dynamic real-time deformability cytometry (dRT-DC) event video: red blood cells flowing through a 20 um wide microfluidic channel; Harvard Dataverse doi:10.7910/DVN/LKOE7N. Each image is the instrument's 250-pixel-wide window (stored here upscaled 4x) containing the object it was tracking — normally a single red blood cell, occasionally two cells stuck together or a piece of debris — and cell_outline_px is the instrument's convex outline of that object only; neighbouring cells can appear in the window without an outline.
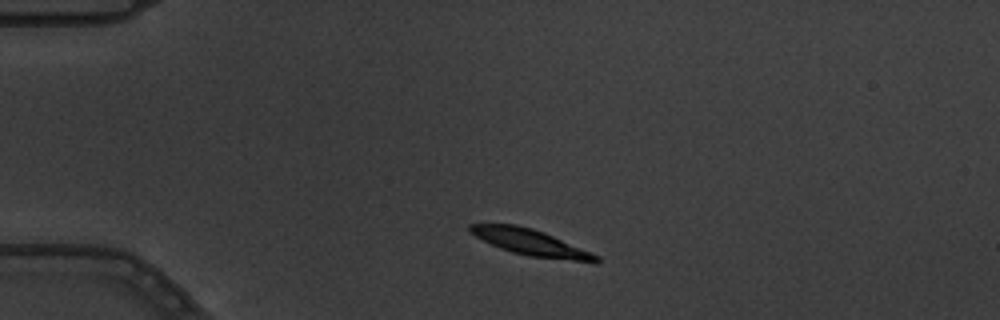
{"species": "common noctule bat (a hibernating species)", "species_latin": "Nyctalus noctula", "temperature_condition": "warm", "stored_images_in_passage": 2, "camera_frame_rate_fps": 3000, "um_per_image_px": 0.085, "animal": {"sex": "male", "body_mass_g": 19.5, "forearm_length_mm": 54.6}, "frame": {"image": 1, "passage_image": 1, "time_ms": 0.0, "image_size_px": [1000, 320], "cell_outline_px": [[600, 260], [596, 264], [528, 256], [512, 252], [500, 248], [468, 232], [468, 224], [516, 224], [532, 228], [544, 232], [600, 256]], "centroid_in_image_um": [45.16, 20.63], "position_along_channel_um": 39.8, "area_um2": 19.36}}